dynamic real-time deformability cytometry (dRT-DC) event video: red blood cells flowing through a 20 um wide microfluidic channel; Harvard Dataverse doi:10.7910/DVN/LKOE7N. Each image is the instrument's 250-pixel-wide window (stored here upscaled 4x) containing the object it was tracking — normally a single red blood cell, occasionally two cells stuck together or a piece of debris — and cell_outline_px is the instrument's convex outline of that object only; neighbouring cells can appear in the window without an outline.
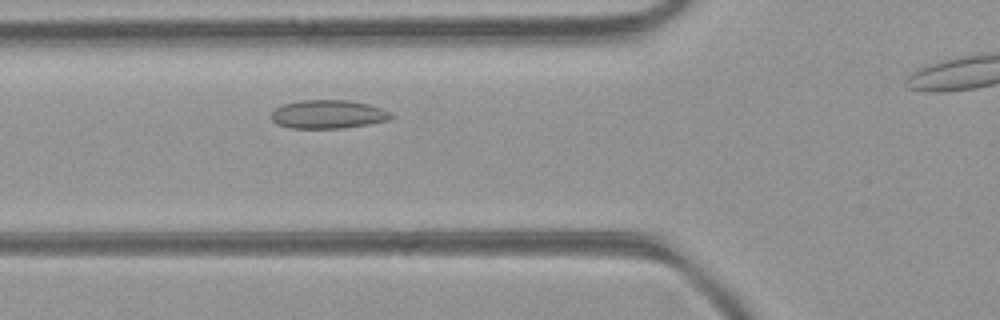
{"species": "common noctule bat (a hibernating species)", "species_latin": "Nyctalus noctula", "temperature_condition": "room temperature", "stored_images_in_passage": 32, "camera_frame_rate_fps": 3000, "um_per_image_px": 0.085, "animal": {"sex": "female", "body_mass_g": 21.9}, "frame": {"image": 1, "passage_image": 9, "time_ms": 2.667, "image_size_px": [1000, 320], "cell_outline_px": [[392, 116], [384, 120], [364, 124], [340, 128], [292, 128], [276, 124], [272, 120], [272, 112], [276, 108], [284, 104], [296, 100], [348, 100], [368, 104], [380, 108], [388, 112]], "centroid_in_image_um": [27.79, 9.7], "position_along_channel_um": 98.0, "area_um2": 19.48}}
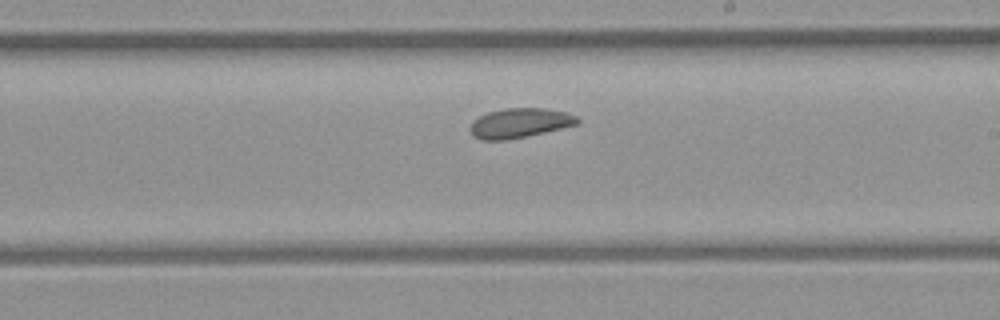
{"frame": {"image": 2, "passage_image": 19, "time_ms": 6.0, "image_size_px": [1000, 320], "cell_outline_px": [[580, 120], [576, 124], [544, 132], [504, 140], [480, 140], [472, 136], [468, 128], [472, 120], [488, 112], [504, 108], [544, 108], [564, 112], [576, 116]], "centroid_in_image_um": [44.09, 10.45], "position_along_channel_um": 244.9, "area_um2": 18.38}}
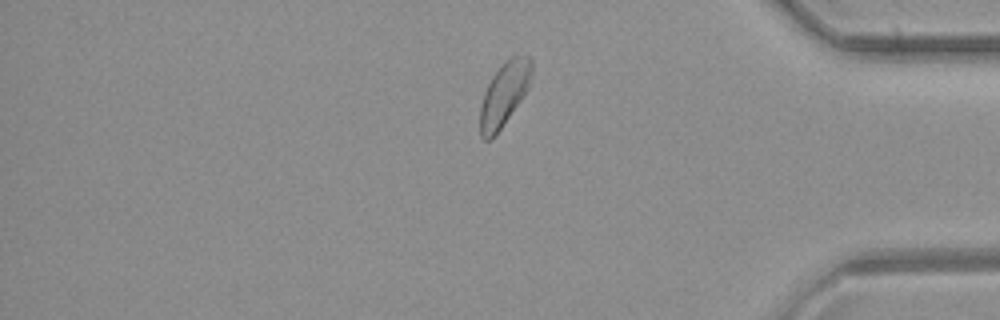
{"frame": {"image": 3, "passage_image": 31, "time_ms": 10.0, "image_size_px": [1000, 320], "cell_outline_px": [[532, 72], [528, 88], [524, 96], [496, 136], [492, 140], [484, 140], [480, 136], [480, 108], [484, 92], [492, 76], [504, 60], [512, 56], [528, 56], [532, 60]], "centroid_in_image_um": [42.85, 8.03], "position_along_channel_um": 392.4, "area_um2": 19.36}}